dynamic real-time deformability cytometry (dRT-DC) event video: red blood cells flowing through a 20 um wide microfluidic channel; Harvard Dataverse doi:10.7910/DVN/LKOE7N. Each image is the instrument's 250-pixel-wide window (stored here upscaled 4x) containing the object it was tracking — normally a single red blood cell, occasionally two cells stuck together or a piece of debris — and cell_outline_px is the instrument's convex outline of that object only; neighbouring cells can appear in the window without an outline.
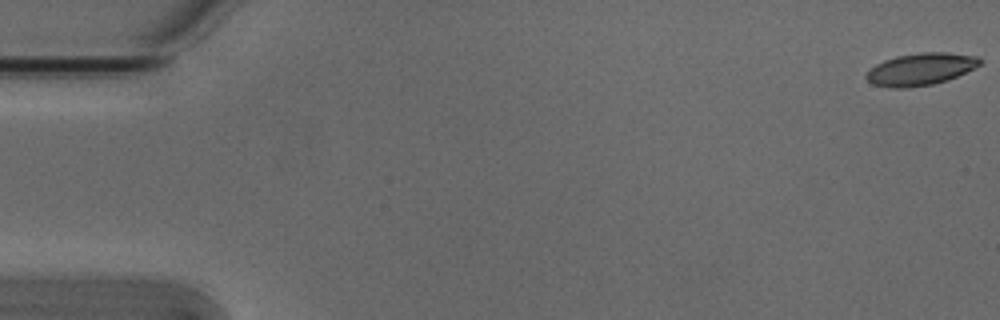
{"species": "Egyptian fruit bat (a non-hibernating species)", "species_latin": "Rousettus aegyptiacus", "temperature_condition": "cold", "stored_images_in_passage": 54, "camera_frame_rate_fps": 3000, "um_per_image_px": 0.085, "animal": {"sex": "male"}, "frame": {"image": 1, "passage_image": 1, "time_ms": 0.0, "image_size_px": [1000, 320], "cell_outline_px": [[984, 60], [980, 64], [948, 80], [932, 84], [908, 88], [892, 88], [872, 84], [864, 76], [876, 64], [884, 60], [896, 56], [920, 52], [948, 52], [976, 56]], "centroid_in_image_um": [78.24, 5.87], "position_along_channel_um": 6.8, "area_um2": 21.21}}
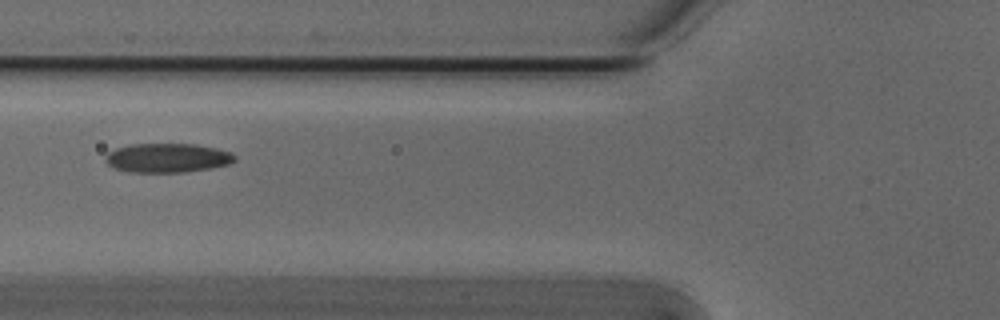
{"frame": {"image": 2, "passage_image": 21, "time_ms": 6.667, "image_size_px": [1000, 320], "cell_outline_px": [[236, 160], [228, 164], [212, 168], [184, 172], [128, 172], [112, 168], [104, 160], [104, 156], [108, 152], [116, 148], [128, 144], [196, 144], [216, 148], [232, 152], [236, 156]], "centroid_in_image_um": [14.21, 13.42], "position_along_channel_um": 111.6, "area_um2": 22.25}}
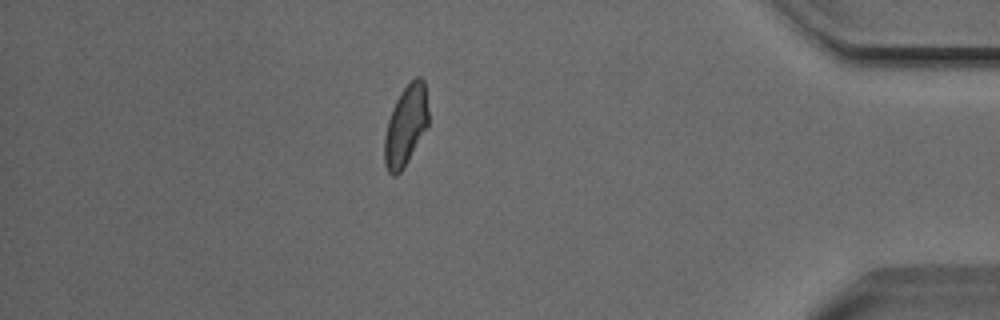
{"frame": {"image": 3, "passage_image": 47, "time_ms": 15.333, "image_size_px": [1000, 320], "cell_outline_px": [[428, 128], [404, 168], [396, 176], [392, 176], [388, 172], [384, 164], [384, 136], [388, 120], [392, 108], [400, 92], [416, 76], [420, 76], [424, 80], [428, 112]], "centroid_in_image_um": [34.49, 10.71], "position_along_channel_um": 400.7, "area_um2": 20.87}, "authors_computed_cell_mechanics": {"area_um2": 21.2704, "velocity_mm_per_s": 3.8183, "shape_relaxation_time_tau1_ms": 5.8386, "shape_relaxation_time_tau2_ms": 3.5793, "deformation_change_tau1": 0.1485, "deformation_change_tau2": 0.0882}}